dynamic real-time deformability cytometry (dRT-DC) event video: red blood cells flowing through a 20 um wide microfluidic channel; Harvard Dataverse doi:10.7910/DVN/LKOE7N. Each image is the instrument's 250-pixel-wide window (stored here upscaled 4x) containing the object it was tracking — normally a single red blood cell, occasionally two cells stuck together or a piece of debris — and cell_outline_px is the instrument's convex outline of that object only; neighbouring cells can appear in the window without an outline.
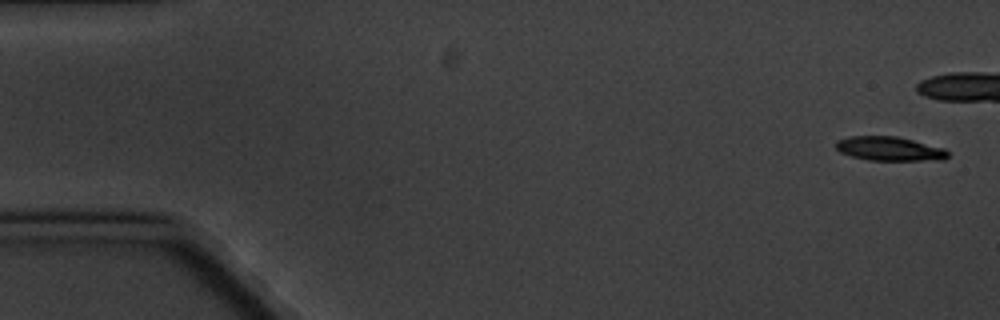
{"species": "common noctule bat (a hibernating species)", "species_latin": "Nyctalus noctula", "temperature_condition": "cold", "stored_images_in_passage": 5, "camera_frame_rate_fps": 3000, "um_per_image_px": 0.085, "animal": {"sex": "male", "body_mass_g": 20.1, "forearm_length_mm": 53.5}, "frame": {"image": 1, "passage_image": 1, "time_ms": 0.0, "image_size_px": [1000, 320], "cell_outline_px": [[948, 156], [944, 160], [868, 160], [852, 156], [840, 152], [836, 148], [836, 140], [848, 136], [896, 136], [944, 148], [948, 152]], "centroid_in_image_um": [75.59, 12.64], "position_along_channel_um": 9.4, "area_um2": 15.66}}